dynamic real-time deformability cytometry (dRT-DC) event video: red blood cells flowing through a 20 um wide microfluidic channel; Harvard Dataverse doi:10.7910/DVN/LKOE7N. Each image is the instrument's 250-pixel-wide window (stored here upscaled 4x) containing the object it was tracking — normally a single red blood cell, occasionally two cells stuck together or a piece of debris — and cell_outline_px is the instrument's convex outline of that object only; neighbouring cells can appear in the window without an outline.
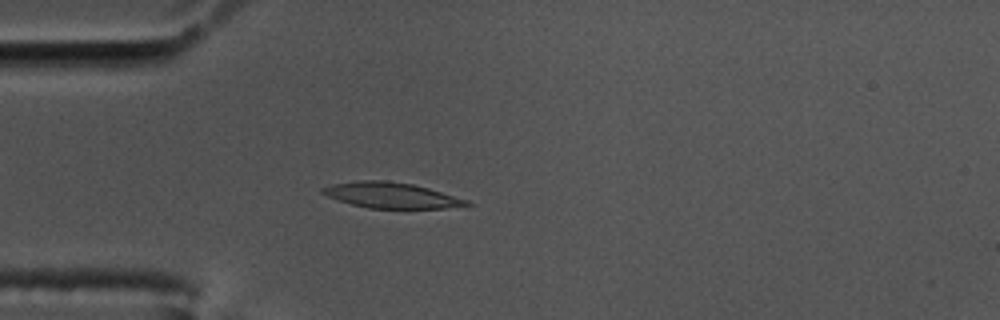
{"species": "common noctule bat (a hibernating species)", "species_latin": "Nyctalus noctula", "temperature_condition": "cold", "stored_images_in_passage": 57, "camera_frame_rate_fps": 3000, "um_per_image_px": 0.085, "animal": {"sex": "male", "body_mass_g": 17.5, "forearm_length_mm": 52.3}, "frame": {"image": 1, "passage_image": 15, "time_ms": 4.667, "image_size_px": [1000, 320], "cell_outline_px": [[472, 204], [444, 208], [368, 208], [352, 204], [328, 196], [320, 192], [320, 188], [332, 184], [360, 180], [388, 180], [412, 184], [428, 188], [468, 200]], "centroid_in_image_um": [33.22, 16.59], "position_along_channel_um": 51.8, "area_um2": 21.27}}
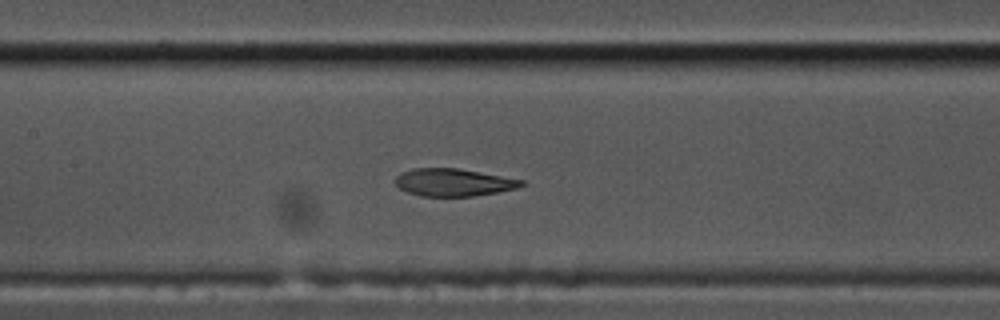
{"frame": {"image": 2, "passage_image": 26, "time_ms": 8.333, "image_size_px": [1000, 320], "cell_outline_px": [[524, 184], [516, 188], [496, 192], [472, 196], [420, 196], [408, 192], [400, 188], [396, 184], [396, 176], [400, 172], [412, 168], [456, 168], [524, 180]], "centroid_in_image_um": [38.5, 15.5], "position_along_channel_um": 168.9, "area_um2": 20.0}}
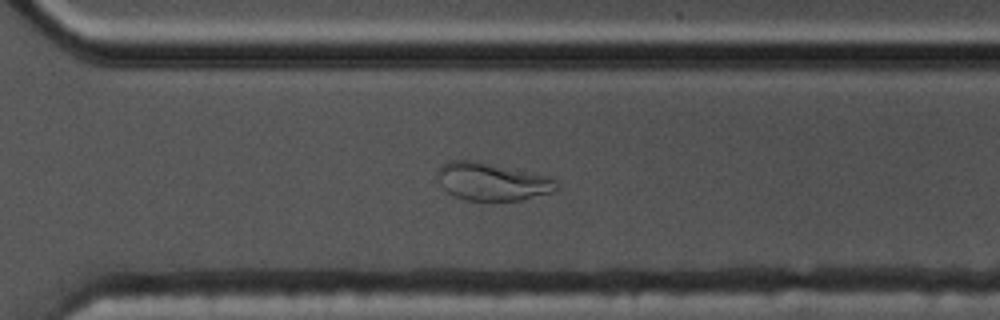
{"frame": {"image": 3, "passage_image": 40, "time_ms": 13.0, "image_size_px": [1000, 320], "cell_outline_px": [[556, 188], [552, 192], [520, 200], [464, 200], [448, 192], [444, 188], [436, 176], [436, 168], [440, 164], [448, 160], [476, 160], [552, 176], [556, 180]], "centroid_in_image_um": [41.79, 15.4], "position_along_channel_um": 328.8, "area_um2": 26.47}, "authors_computed_cell_mechanics": {"area_um2": 21.6172, "velocity_mm_per_s": 3.4386, "shape_relaxation_time_tau1_ms": null, "shape_relaxation_time_tau2_ms": 2.0235, "deformation_change_tau1": null, "deformation_change_tau2": 0.0715}}